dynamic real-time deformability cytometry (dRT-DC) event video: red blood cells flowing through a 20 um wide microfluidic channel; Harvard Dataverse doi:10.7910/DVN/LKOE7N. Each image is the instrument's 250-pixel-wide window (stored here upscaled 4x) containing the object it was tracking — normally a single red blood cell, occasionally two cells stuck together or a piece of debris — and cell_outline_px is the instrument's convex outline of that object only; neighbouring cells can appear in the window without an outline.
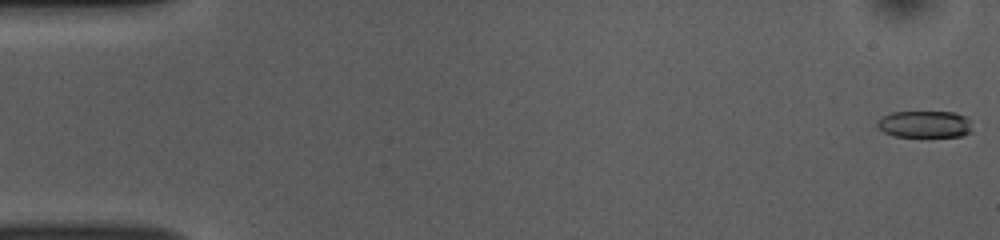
{"species": "common noctule bat (a hibernating species)", "species_latin": "Nyctalus noctula", "temperature_condition": "room temperature", "stored_images_in_passage": 52, "camera_frame_rate_fps": 3000, "um_per_image_px": 0.085, "animal": {"sex": "female", "body_mass_g": 10.0, "forearm_length_mm": 53.1}, "frame": {"image": 1, "passage_image": 1, "time_ms": 0.0, "image_size_px": [1000, 240], "cell_outline_px": [[972, 132], [960, 136], [892, 136], [884, 132], [876, 124], [876, 120], [880, 116], [892, 112], [956, 112], [972, 120]], "centroid_in_image_um": [78.61, 10.55], "position_along_channel_um": 6.4, "area_um2": 15.09}}
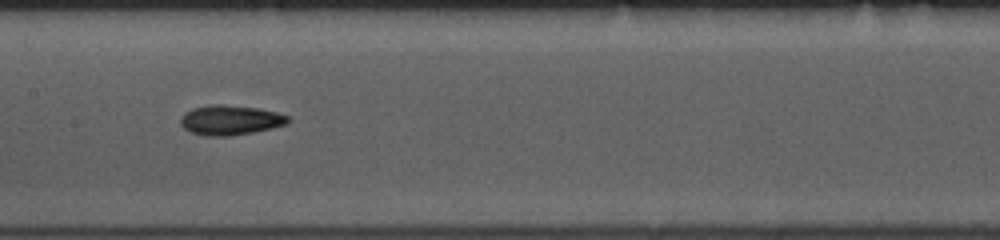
{"frame": {"image": 2, "passage_image": 26, "time_ms": 8.333, "image_size_px": [1000, 240], "cell_outline_px": [[292, 120], [288, 124], [272, 128], [252, 132], [228, 136], [204, 136], [192, 132], [184, 128], [180, 124], [180, 116], [184, 112], [192, 108], [208, 104], [224, 104], [260, 108], [276, 112], [288, 116]], "centroid_in_image_um": [19.57, 10.19], "position_along_channel_um": 187.8, "area_um2": 18.96}}
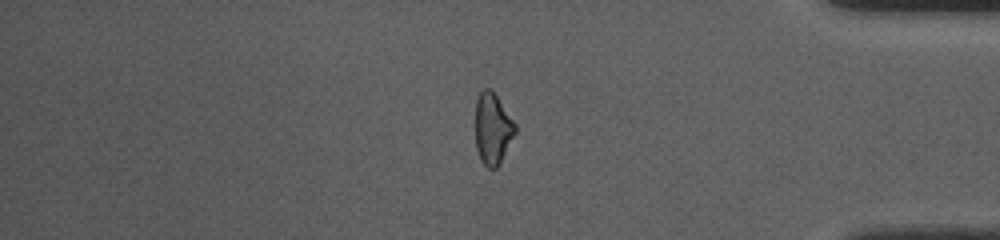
{"frame": {"image": 3, "passage_image": 44, "time_ms": 14.333, "image_size_px": [1000, 240], "cell_outline_px": [[516, 132], [496, 168], [488, 168], [480, 160], [476, 148], [476, 100], [480, 92], [484, 88], [492, 88], [516, 124]], "centroid_in_image_um": [41.87, 10.9], "position_along_channel_um": 393.3, "area_um2": 16.47}, "authors_computed_cell_mechanics": {"area_um2": 17.1088, "velocity_mm_per_s": 3.874, "shape_relaxation_time_tau1_ms": 4.9374, "shape_relaxation_time_tau2_ms": 8.1179, "deformation_change_tau1": 0.1411, "deformation_change_tau2": 0.17}}